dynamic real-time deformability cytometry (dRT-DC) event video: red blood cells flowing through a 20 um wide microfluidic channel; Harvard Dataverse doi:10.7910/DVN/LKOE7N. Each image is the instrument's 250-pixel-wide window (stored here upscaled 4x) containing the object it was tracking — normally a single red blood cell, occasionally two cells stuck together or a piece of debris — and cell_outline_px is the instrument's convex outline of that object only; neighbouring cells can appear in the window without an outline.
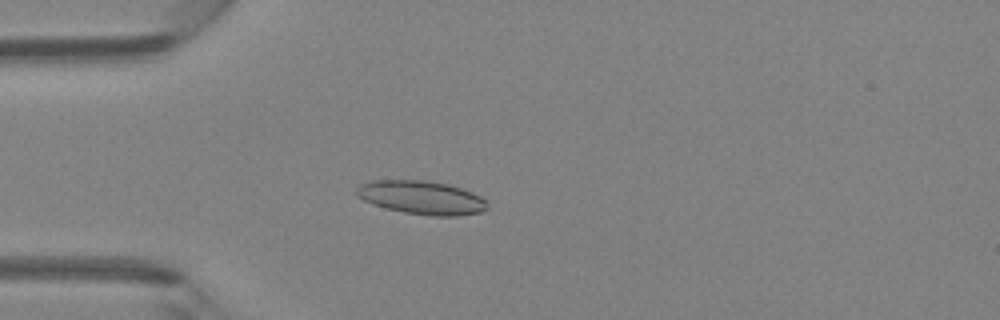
{"species": "Egyptian fruit bat (a non-hibernating species)", "species_latin": "Rousettus aegyptiacus", "temperature_condition": "room temperature", "stored_images_in_passage": 47, "camera_frame_rate_fps": 3000, "um_per_image_px": 0.085, "animal": {"sex": "female"}, "frame": {"image": 1, "passage_image": 13, "time_ms": 4.0, "image_size_px": [1000, 320], "cell_outline_px": [[488, 208], [480, 212], [456, 216], [432, 216], [404, 212], [372, 204], [356, 196], [356, 188], [360, 184], [372, 180], [428, 180], [448, 184], [472, 192], [488, 200]], "centroid_in_image_um": [35.84, 16.78], "position_along_channel_um": 49.2, "area_um2": 25.66}}
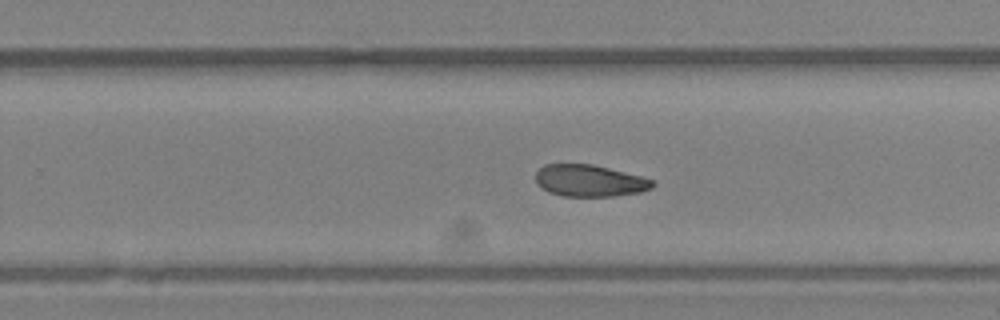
{"frame": {"image": 2, "passage_image": 30, "time_ms": 9.667, "image_size_px": [1000, 320], "cell_outline_px": [[656, 184], [652, 188], [640, 192], [612, 196], [564, 196], [548, 192], [540, 188], [536, 184], [536, 172], [544, 164], [592, 164], [640, 176], [652, 180]], "centroid_in_image_um": [50.08, 15.36], "position_along_channel_um": 279.7, "area_um2": 21.62}}
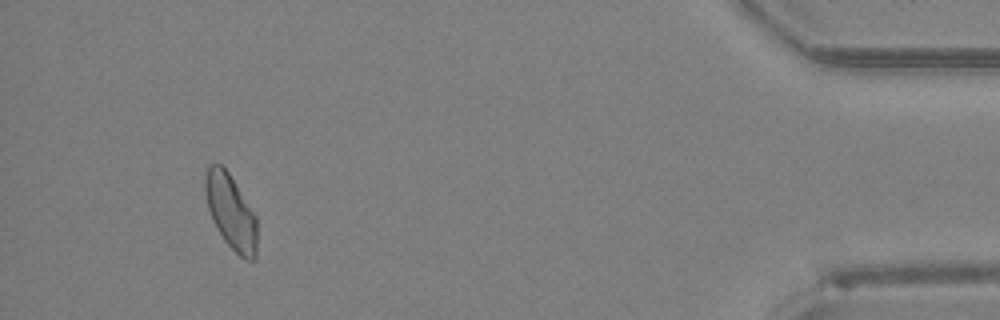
{"frame": {"image": 3, "passage_image": 44, "time_ms": 14.333, "image_size_px": [1000, 320], "cell_outline_px": [[256, 256], [252, 260], [244, 260], [224, 240], [212, 220], [208, 208], [204, 192], [204, 176], [208, 164], [220, 164], [228, 172], [256, 216]], "centroid_in_image_um": [19.59, 17.99], "position_along_channel_um": 415.6, "area_um2": 22.43}}